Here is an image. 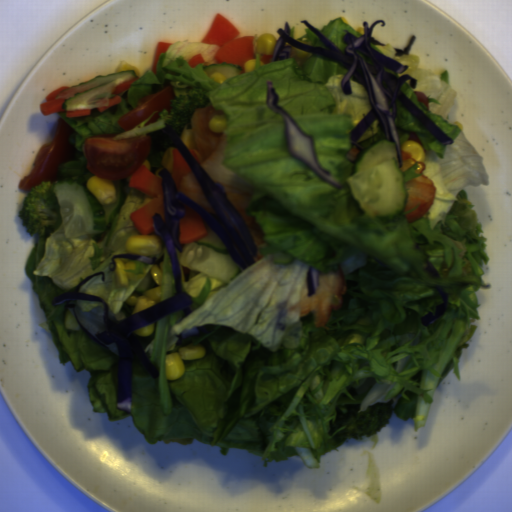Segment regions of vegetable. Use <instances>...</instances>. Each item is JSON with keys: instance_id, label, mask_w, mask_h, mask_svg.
<instances>
[{"instance_id": "1", "label": "vegetable", "mask_w": 512, "mask_h": 512, "mask_svg": "<svg viewBox=\"0 0 512 512\" xmlns=\"http://www.w3.org/2000/svg\"><path fill=\"white\" fill-rule=\"evenodd\" d=\"M253 37V71L218 83L204 67L219 45L177 41L161 53L121 101L86 117L59 120L69 127L67 150L55 182L94 176L87 168L84 143L99 134L113 139L152 134L167 123L146 125L157 112L130 130L119 120L147 95L170 86L173 100L204 89L212 106L223 111L224 165L253 184L246 210L265 235L256 245L263 255L247 269L239 267L227 283L180 264L183 290L192 310L170 312L154 323V339L145 350L158 369L150 375L140 361L132 364L131 414L151 445H190L194 441L243 449L262 457L263 468L290 458L319 468L324 452L355 438L343 427L332 431L345 405L364 412L392 401L391 416L414 420L416 431L429 424L434 395L451 372L459 380L460 359L482 322L478 290L489 288L484 265L488 253L475 208L465 188L486 186L489 175L479 150L455 120H448L454 97L446 70L424 69L415 54L389 43L370 47L408 65L400 90L453 144H441L398 101L395 125L400 147L414 133L425 150L423 173L433 181L432 204L413 222L400 213L393 221L363 217L346 179L356 160L347 158L349 132L368 114L371 101L363 84L350 78V94L341 82L349 72L336 62L309 52L305 58L266 63ZM202 54L204 62L188 61ZM272 80L278 106L314 135L324 167L342 181L336 187L296 162L285 147L284 123L267 110L265 85ZM423 91L429 110L413 91ZM430 259L441 278L428 276ZM342 269L346 290L341 309H332L316 327L311 312L300 318L289 308L307 286L308 269L319 275ZM438 287L448 293L446 313L424 325L441 304ZM202 345V359L183 360L185 373L165 378L168 354L189 344Z\"/></svg>"}, {"instance_id": "2", "label": "vegetable", "mask_w": 512, "mask_h": 512, "mask_svg": "<svg viewBox=\"0 0 512 512\" xmlns=\"http://www.w3.org/2000/svg\"><path fill=\"white\" fill-rule=\"evenodd\" d=\"M115 188L124 194L119 210L109 231L101 240H78L68 238L63 224L54 229L46 225L41 235H34V244L26 258L24 273L31 283V289L39 300L44 314L41 326L51 334L56 348L58 362L63 366L71 362L78 373L87 370L89 374L88 397L96 413L107 415L108 422H121L127 418L126 411L118 408V359L115 353L104 348L81 330L66 329L64 306L55 304L62 294L81 284L84 279L99 271L105 275L86 288V293L102 297L111 307L114 317H126L122 305L133 294L143 293L159 286L151 272L153 264L131 260L134 269L124 270L134 274H146L140 280L128 279L127 286H117L115 270L110 262L115 254H129L125 243L129 236H142L136 229L130 215L139 210L150 198L129 185V179L113 181ZM132 255V254H130Z\"/></svg>"}, {"instance_id": "3", "label": "vegetable", "mask_w": 512, "mask_h": 512, "mask_svg": "<svg viewBox=\"0 0 512 512\" xmlns=\"http://www.w3.org/2000/svg\"><path fill=\"white\" fill-rule=\"evenodd\" d=\"M319 32H321L325 37H327L330 41H332L336 46H338L342 52L345 53L348 43L343 41V36L347 33L344 30H348L355 37H362V33L357 30H354L353 27L347 23H345L342 18H334L333 20H329L326 22V25L317 28Z\"/></svg>"}, {"instance_id": "4", "label": "vegetable", "mask_w": 512, "mask_h": 512, "mask_svg": "<svg viewBox=\"0 0 512 512\" xmlns=\"http://www.w3.org/2000/svg\"><path fill=\"white\" fill-rule=\"evenodd\" d=\"M161 245V244H160ZM164 259V272H163V280H162V289H161V297L158 304H163L167 300L173 298L176 288H175V276L173 271V266L170 258L169 252L166 250L164 246L161 245L160 252L157 256H153L156 260Z\"/></svg>"}, {"instance_id": "5", "label": "vegetable", "mask_w": 512, "mask_h": 512, "mask_svg": "<svg viewBox=\"0 0 512 512\" xmlns=\"http://www.w3.org/2000/svg\"><path fill=\"white\" fill-rule=\"evenodd\" d=\"M378 121L375 119L365 130L358 142L360 150L374 143H379L387 138L380 127H377Z\"/></svg>"}, {"instance_id": "6", "label": "vegetable", "mask_w": 512, "mask_h": 512, "mask_svg": "<svg viewBox=\"0 0 512 512\" xmlns=\"http://www.w3.org/2000/svg\"><path fill=\"white\" fill-rule=\"evenodd\" d=\"M289 35H290L291 39H293V40L310 42L311 46H313V47L325 48V49L327 48L324 45V43L321 41V39L309 27L305 28L304 34L299 37H295V26L290 27Z\"/></svg>"}, {"instance_id": "7", "label": "vegetable", "mask_w": 512, "mask_h": 512, "mask_svg": "<svg viewBox=\"0 0 512 512\" xmlns=\"http://www.w3.org/2000/svg\"><path fill=\"white\" fill-rule=\"evenodd\" d=\"M206 229V234L200 237L196 242L212 245L217 249L226 250V245L224 241L212 229L208 227H206Z\"/></svg>"}, {"instance_id": "8", "label": "vegetable", "mask_w": 512, "mask_h": 512, "mask_svg": "<svg viewBox=\"0 0 512 512\" xmlns=\"http://www.w3.org/2000/svg\"><path fill=\"white\" fill-rule=\"evenodd\" d=\"M417 167V162H414L412 167L408 168L405 172H402L404 177V185L409 184L416 177L423 175L417 171Z\"/></svg>"}]
</instances>
